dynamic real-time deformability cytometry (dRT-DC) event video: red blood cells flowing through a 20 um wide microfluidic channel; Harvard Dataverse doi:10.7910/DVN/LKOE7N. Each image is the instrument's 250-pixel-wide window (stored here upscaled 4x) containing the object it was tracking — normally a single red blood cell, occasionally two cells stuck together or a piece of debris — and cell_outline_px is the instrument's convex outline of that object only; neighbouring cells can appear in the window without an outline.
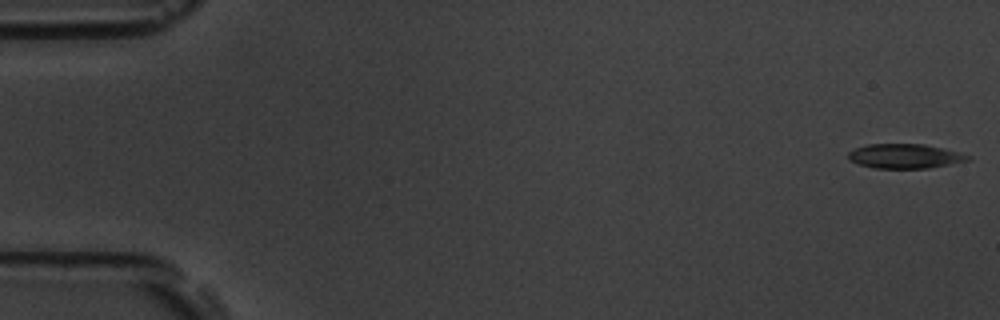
{"species": "common noctule bat (a hibernating species)", "species_latin": "Nyctalus noctula", "temperature_condition": "room temperature", "stored_images_in_passage": 17, "camera_frame_rate_fps": 3000, "um_per_image_px": 0.085, "animal": {"sex": "male", "body_mass_g": 19.5, "forearm_length_mm": 54.6}, "frame": {"image": 1, "passage_image": 1, "time_ms": 0.0, "image_size_px": [1000, 320], "cell_outline_px": [[972, 156], [968, 160], [928, 168], [876, 168], [860, 164], [852, 160], [848, 156], [848, 152], [856, 148], [868, 144], [924, 144]], "centroid_in_image_um": [76.89, 13.27], "position_along_channel_um": 8.1, "area_um2": 16.59}}
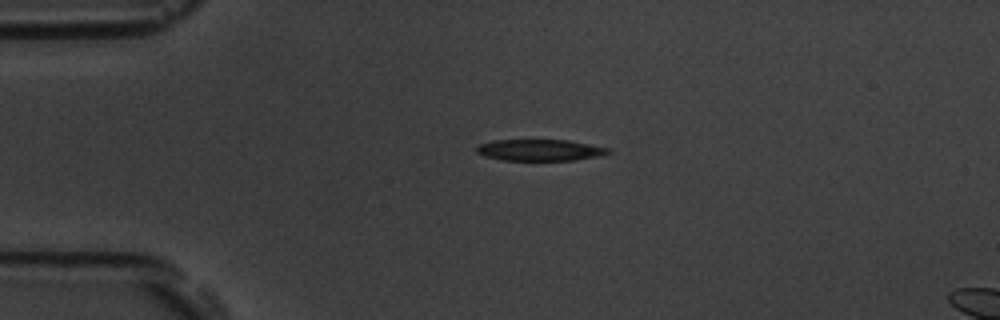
{"frame": {"image": 2, "passage_image": 13, "time_ms": 4.0, "image_size_px": [1000, 320], "cell_outline_px": [[612, 152], [600, 156], [576, 160], [500, 160], [484, 156], [476, 152], [476, 148], [480, 144], [492, 140], [568, 140], [608, 148]], "centroid_in_image_um": [45.88, 12.76], "position_along_channel_um": 39.1, "area_um2": 16.42}}